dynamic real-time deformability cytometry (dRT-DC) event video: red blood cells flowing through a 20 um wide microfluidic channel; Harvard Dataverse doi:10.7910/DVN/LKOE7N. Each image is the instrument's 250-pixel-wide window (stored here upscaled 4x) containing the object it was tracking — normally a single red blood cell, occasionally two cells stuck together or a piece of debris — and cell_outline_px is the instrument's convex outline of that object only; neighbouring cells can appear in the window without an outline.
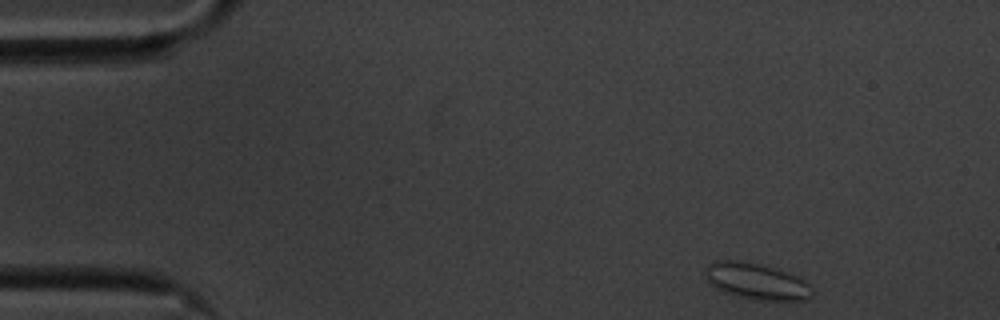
{"species": "common noctule bat (a hibernating species)", "species_latin": "Nyctalus noctula", "temperature_condition": "cold", "stored_images_in_passage": 52, "camera_frame_rate_fps": 3000, "um_per_image_px": 0.085, "animal": {"sex": "male", "body_mass_g": 20.1, "forearm_length_mm": 53.5}, "frame": {"image": 1, "passage_image": 1, "time_ms": 0.0, "image_size_px": [1000, 320], "cell_outline_px": [[812, 296], [808, 300], [756, 300], [736, 296], [724, 292], [708, 284], [704, 276], [704, 268], [708, 264], [716, 260], [736, 260], [760, 264], [800, 276], [812, 288]], "centroid_in_image_um": [64.26, 23.91], "position_along_channel_um": 20.7, "area_um2": 22.95}}
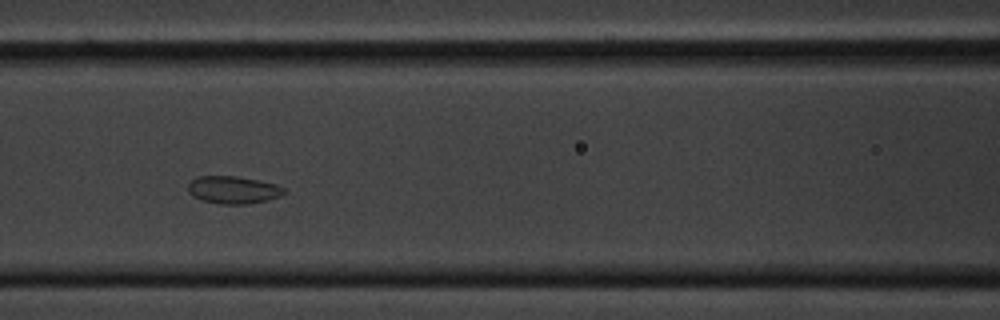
{"frame": {"image": 2, "passage_image": 19, "time_ms": 6.0, "image_size_px": [1000, 320], "cell_outline_px": [[288, 192], [280, 196], [268, 200], [248, 204], [220, 204], [200, 200], [192, 196], [188, 192], [188, 184], [196, 176], [236, 176], [276, 184], [284, 188]], "centroid_in_image_um": [19.81, 16.15], "position_along_channel_um": 146.8, "area_um2": 15.55}}
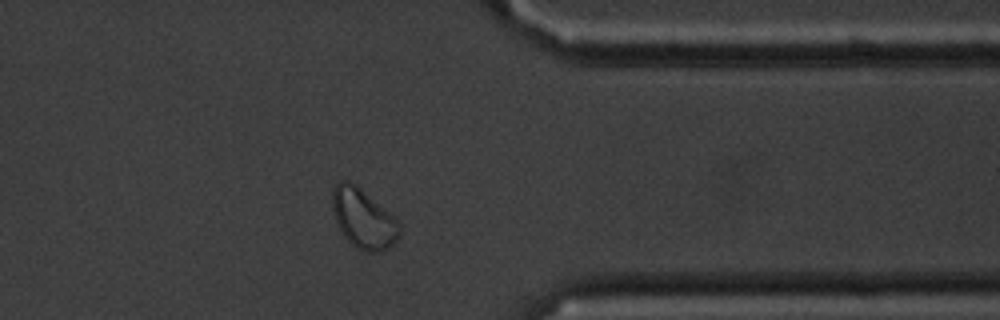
{"frame": {"image": 3, "passage_image": 40, "time_ms": 13.0, "image_size_px": [1000, 320], "cell_outline_px": [[400, 236], [388, 248], [380, 252], [364, 252], [356, 248], [344, 236], [336, 220], [332, 208], [332, 188], [340, 180], [348, 180], [356, 184], [388, 212], [400, 224]], "centroid_in_image_um": [30.86, 18.58], "position_along_channel_um": 380.5, "area_um2": 23.12}}